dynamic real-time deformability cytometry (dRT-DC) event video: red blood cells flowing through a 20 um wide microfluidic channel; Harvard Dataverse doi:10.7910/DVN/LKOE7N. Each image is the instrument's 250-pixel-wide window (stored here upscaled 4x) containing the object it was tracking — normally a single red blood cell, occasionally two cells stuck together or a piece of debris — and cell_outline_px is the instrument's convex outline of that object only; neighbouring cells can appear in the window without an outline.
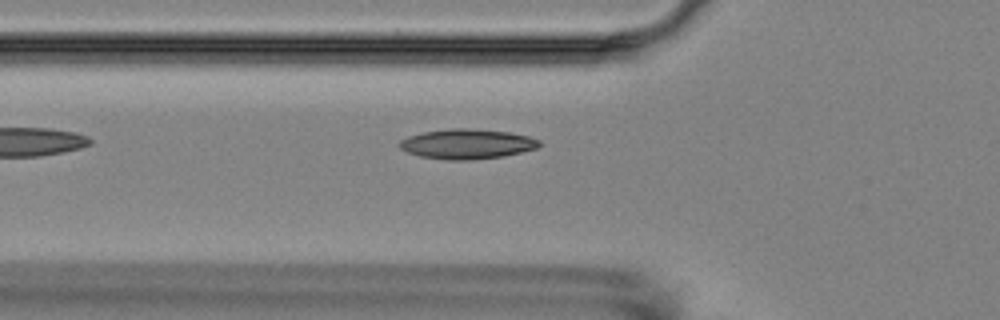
{"species": "Egyptian fruit bat (a non-hibernating species)", "species_latin": "Rousettus aegyptiacus", "temperature_condition": "room temperature", "stored_images_in_passage": 5, "camera_frame_rate_fps": 3000, "um_per_image_px": 0.085, "animal": {"sex": "female"}, "frame": {"image": 1, "passage_image": 5, "time_ms": 5.667, "image_size_px": [1000, 320], "cell_outline_px": [[540, 144], [536, 148], [504, 156], [472, 160], [444, 160], [420, 156], [408, 152], [400, 148], [400, 140], [408, 136], [424, 132], [452, 128], [468, 128], [508, 132], [528, 136], [540, 140]], "centroid_in_image_um": [39.69, 12.24], "position_along_channel_um": 86.1, "area_um2": 24.22}}